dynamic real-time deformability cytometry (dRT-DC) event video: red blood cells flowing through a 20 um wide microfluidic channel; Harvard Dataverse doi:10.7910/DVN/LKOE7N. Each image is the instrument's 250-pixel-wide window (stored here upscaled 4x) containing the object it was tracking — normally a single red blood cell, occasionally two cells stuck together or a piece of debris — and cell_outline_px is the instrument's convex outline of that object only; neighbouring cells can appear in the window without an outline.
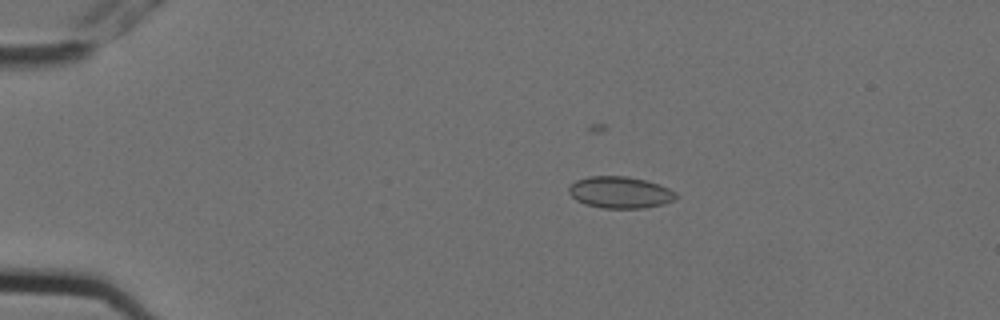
{"species": "Egyptian fruit bat (a non-hibernating species)", "species_latin": "Rousettus aegyptiacus", "temperature_condition": "cold", "stored_images_in_passage": 6, "camera_frame_rate_fps": 3000, "um_per_image_px": 0.085, "animal": {"sex": "female"}, "frame": {"image": 1, "passage_image": 5, "time_ms": 1.333, "image_size_px": [1000, 320], "cell_outline_px": [[676, 200], [664, 204], [644, 208], [604, 208], [584, 204], [576, 200], [568, 192], [568, 188], [576, 180], [588, 176], [628, 176], [660, 184], [676, 192]], "centroid_in_image_um": [52.71, 16.35], "position_along_channel_um": 32.3, "area_um2": 19.88}}